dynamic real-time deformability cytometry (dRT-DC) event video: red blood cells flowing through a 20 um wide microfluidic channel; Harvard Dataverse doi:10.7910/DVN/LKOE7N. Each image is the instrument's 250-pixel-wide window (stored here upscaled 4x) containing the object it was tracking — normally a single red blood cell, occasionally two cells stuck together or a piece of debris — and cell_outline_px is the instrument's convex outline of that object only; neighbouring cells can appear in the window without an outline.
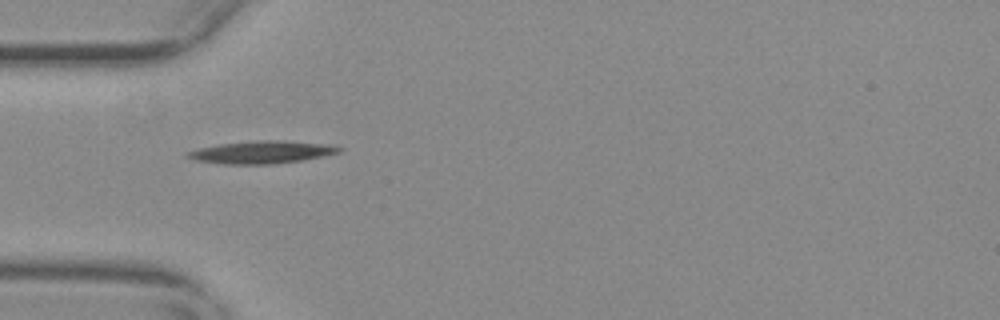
{"species": "common noctule bat (a hibernating species)", "species_latin": "Nyctalus noctula", "temperature_condition": "warm", "stored_images_in_passage": 5, "camera_frame_rate_fps": 3000, "um_per_image_px": 0.085, "animal": {"sex": "female", "body_mass_g": 29.2, "forearm_length_mm": 56.3}, "frame": {"image": 1, "passage_image": 1, "time_ms": 0.0, "image_size_px": [1000, 320], "cell_outline_px": [[344, 148], [340, 152], [300, 160], [272, 164], [224, 164], [196, 160], [184, 156], [184, 152], [200, 148], [220, 144], [260, 140], [284, 140], [328, 144]], "centroid_in_image_um": [22.23, 12.93], "position_along_channel_um": 62.8, "area_um2": 19.77}}
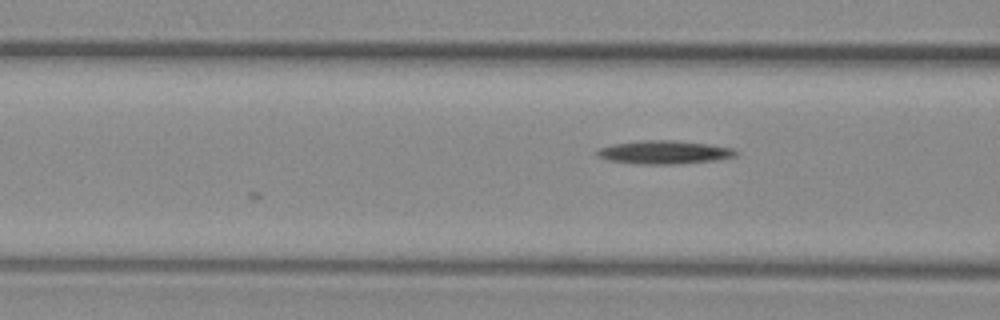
{"frame": {"image": 2, "passage_image": 5, "time_ms": 1.333, "image_size_px": [1000, 320], "cell_outline_px": [[740, 152], [736, 156], [716, 160], [676, 164], [636, 164], [608, 160], [596, 156], [596, 152], [600, 148], [616, 144], [644, 140], [672, 140], [708, 144], [732, 148]], "centroid_in_image_um": [56.48, 12.95], "position_along_channel_um": 110.1, "area_um2": 18.79}}